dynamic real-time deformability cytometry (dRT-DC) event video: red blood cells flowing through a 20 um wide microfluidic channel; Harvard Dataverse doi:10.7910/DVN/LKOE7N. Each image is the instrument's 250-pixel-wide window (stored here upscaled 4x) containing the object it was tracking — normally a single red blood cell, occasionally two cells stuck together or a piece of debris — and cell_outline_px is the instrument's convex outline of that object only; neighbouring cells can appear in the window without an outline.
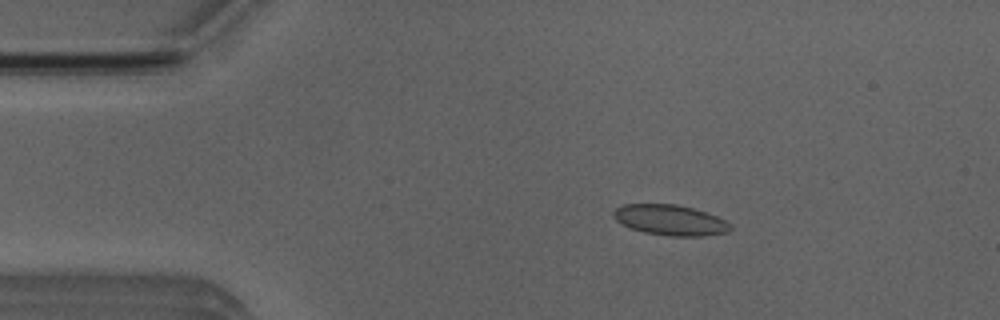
{"species": "Egyptian fruit bat (a non-hibernating species)", "species_latin": "Rousettus aegyptiacus", "temperature_condition": "room temperature", "stored_images_in_passage": 15, "camera_frame_rate_fps": 3000, "um_per_image_px": 0.085, "animal": {"sex": "male"}, "frame": {"image": 1, "passage_image": 5, "time_ms": 1.333, "image_size_px": [1000, 320], "cell_outline_px": [[732, 228], [728, 232], [704, 236], [668, 236], [644, 232], [632, 228], [616, 220], [612, 216], [612, 212], [616, 208], [624, 204], [676, 204], [692, 208], [716, 216], [732, 224]], "centroid_in_image_um": [56.97, 18.71], "position_along_channel_um": 28.0, "area_um2": 20.69}}